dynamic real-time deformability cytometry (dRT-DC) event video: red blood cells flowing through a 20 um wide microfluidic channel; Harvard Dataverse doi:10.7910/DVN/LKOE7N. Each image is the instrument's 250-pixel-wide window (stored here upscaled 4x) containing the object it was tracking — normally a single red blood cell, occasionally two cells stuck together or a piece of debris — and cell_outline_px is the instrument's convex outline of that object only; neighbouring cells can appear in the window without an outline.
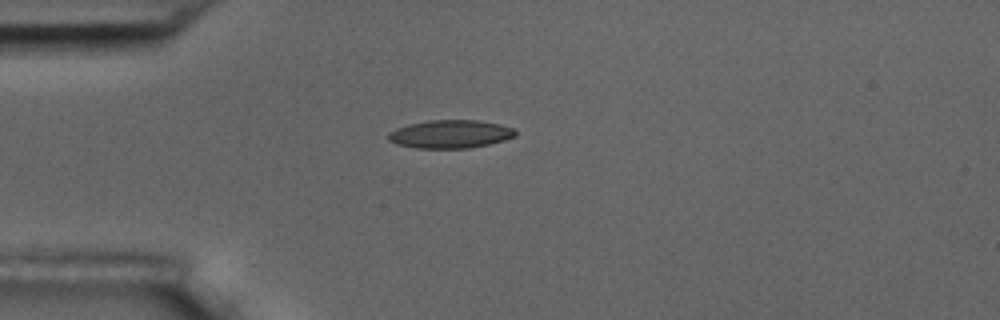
{"species": "common noctule bat (a hibernating species)", "species_latin": "Nyctalus noctula", "temperature_condition": "room temperature", "stored_images_in_passage": 1, "camera_frame_rate_fps": 3000, "um_per_image_px": 0.085, "animal": {"sex": "male", "body_mass_g": 17.5, "forearm_length_mm": 52.3}, "frame": {"image": 1, "passage_image": 1, "time_ms": 0.0, "image_size_px": [1000, 320], "cell_outline_px": [[516, 136], [504, 140], [488, 144], [468, 148], [416, 148], [396, 144], [388, 140], [388, 132], [396, 128], [408, 124], [428, 120], [480, 120], [500, 124], [516, 128]], "centroid_in_image_um": [38.28, 11.39], "position_along_channel_um": 46.7, "area_um2": 21.04}}